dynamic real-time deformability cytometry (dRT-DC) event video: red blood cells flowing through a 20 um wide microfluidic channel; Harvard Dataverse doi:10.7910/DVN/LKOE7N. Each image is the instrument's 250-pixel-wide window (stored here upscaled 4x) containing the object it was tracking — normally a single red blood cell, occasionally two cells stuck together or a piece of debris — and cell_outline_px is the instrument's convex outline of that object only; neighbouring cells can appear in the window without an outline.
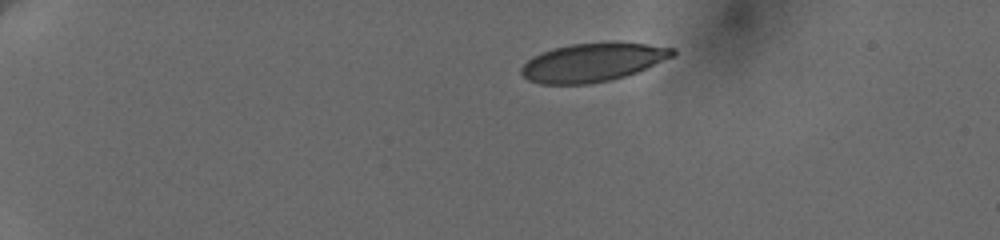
{"species": "human", "species_latin": "Homo sapiens", "temperature_condition": "cold", "stored_images_in_passage": 5, "camera_frame_rate_fps": 3000, "um_per_image_px": 0.085, "donor": {"sex": "female"}, "frame": {"image": 1, "passage_image": 1, "time_ms": 0.0, "image_size_px": [1000, 240], "cell_outline_px": [[676, 52], [672, 56], [636, 72], [624, 76], [608, 80], [588, 84], [540, 84], [528, 80], [520, 72], [520, 68], [532, 56], [556, 48], [572, 44], [612, 40], [648, 44], [676, 48]], "centroid_in_image_um": [50.38, 5.27], "position_along_channel_um": 34.6, "area_um2": 34.04}}
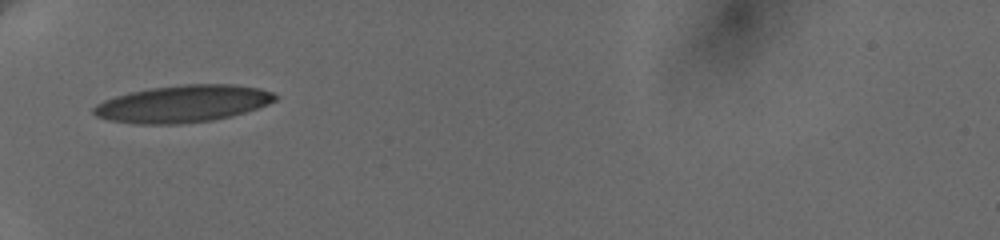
{"frame": {"image": 2, "passage_image": 4, "time_ms": 3.333, "image_size_px": [1000, 240], "cell_outline_px": [[276, 100], [268, 104], [244, 112], [212, 120], [180, 124], [136, 124], [108, 120], [96, 116], [92, 112], [92, 108], [96, 104], [104, 100], [128, 92], [148, 88], [184, 84], [236, 84], [260, 88], [272, 92], [276, 96]], "centroid_in_image_um": [15.5, 8.81], "position_along_channel_um": 69.5, "area_um2": 39.3}}